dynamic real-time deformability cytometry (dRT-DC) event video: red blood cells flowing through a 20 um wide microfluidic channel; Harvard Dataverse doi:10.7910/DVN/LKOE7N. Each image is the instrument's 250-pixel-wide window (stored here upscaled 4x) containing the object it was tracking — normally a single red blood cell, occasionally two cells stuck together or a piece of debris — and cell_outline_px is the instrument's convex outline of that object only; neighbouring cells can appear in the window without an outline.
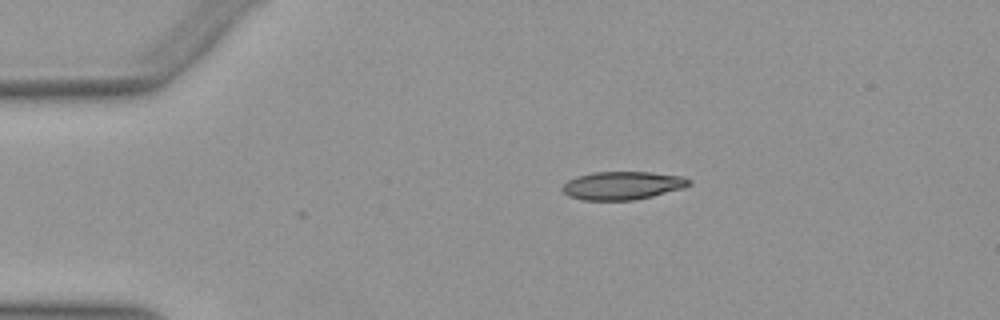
{"species": "Egyptian fruit bat (a non-hibernating species)", "species_latin": "Rousettus aegyptiacus", "temperature_condition": "warm", "stored_images_in_passage": 36, "camera_frame_rate_fps": 3000, "um_per_image_px": 0.085, "animal": {"sex": "female"}, "frame": {"image": 1, "passage_image": 1, "time_ms": 0.0, "image_size_px": [1000, 320], "cell_outline_px": [[692, 184], [684, 188], [636, 200], [584, 200], [568, 196], [560, 188], [568, 180], [576, 176], [592, 172], [652, 172], [684, 176], [692, 180]], "centroid_in_image_um": [52.94, 15.76], "position_along_channel_um": 32.1, "area_um2": 21.04}}
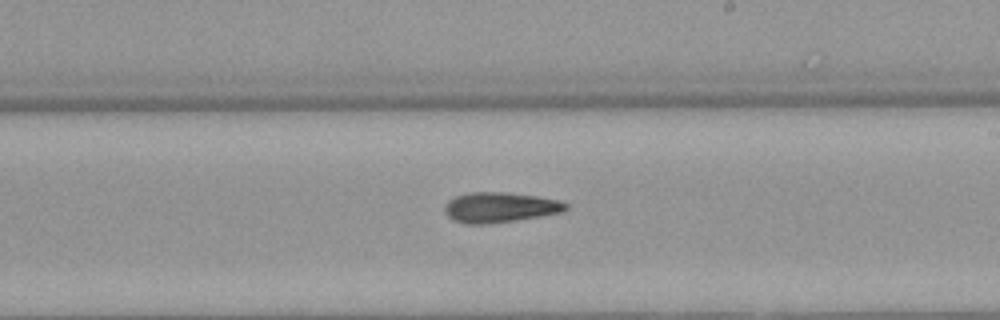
{"frame": {"image": 2, "passage_image": 21, "time_ms": 6.667, "image_size_px": [1000, 320], "cell_outline_px": [[568, 208], [564, 212], [516, 220], [484, 224], [464, 224], [452, 220], [444, 212], [444, 204], [448, 200], [456, 196], [468, 192], [504, 192], [536, 196], [560, 200], [568, 204]], "centroid_in_image_um": [42.47, 17.62], "position_along_channel_um": 246.5, "area_um2": 21.5}}
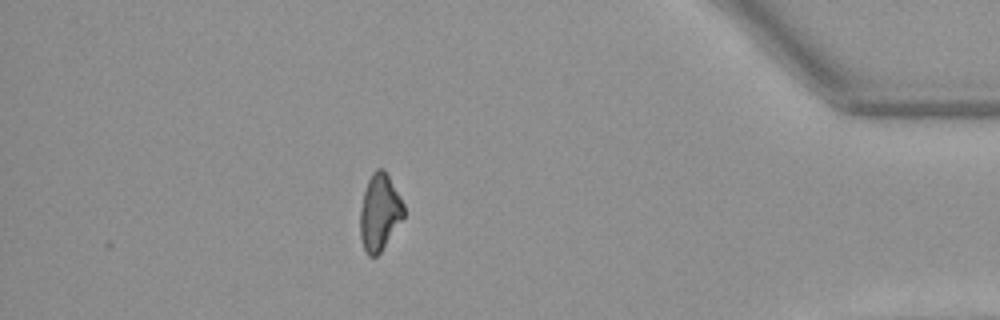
{"frame": {"image": 3, "passage_image": 36, "time_ms": 11.667, "image_size_px": [1000, 320], "cell_outline_px": [[404, 216], [380, 252], [376, 256], [368, 256], [364, 248], [360, 236], [360, 208], [364, 192], [368, 180], [372, 172], [376, 168], [384, 168], [404, 204]], "centroid_in_image_um": [32.25, 18.02], "position_along_channel_um": 402.9, "area_um2": 19.25}}